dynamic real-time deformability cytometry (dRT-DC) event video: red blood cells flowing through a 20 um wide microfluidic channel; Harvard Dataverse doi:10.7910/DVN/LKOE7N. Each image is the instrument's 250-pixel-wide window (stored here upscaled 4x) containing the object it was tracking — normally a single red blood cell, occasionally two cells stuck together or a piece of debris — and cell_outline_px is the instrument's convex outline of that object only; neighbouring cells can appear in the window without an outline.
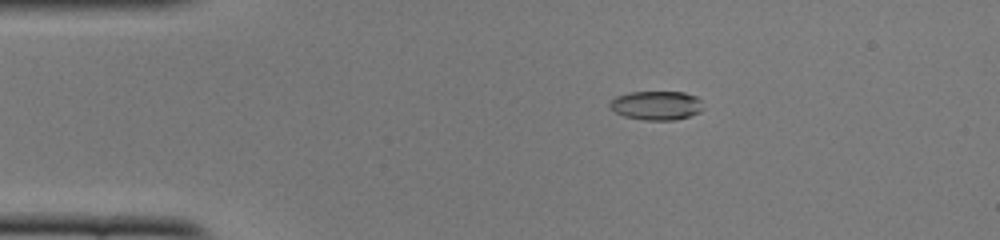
{"species": "common noctule bat (a hibernating species)", "species_latin": "Nyctalus noctula", "temperature_condition": "cold", "stored_images_in_passage": 16, "camera_frame_rate_fps": 3000, "um_per_image_px": 0.085, "animal": {"sex": "female", "body_mass_g": 22.0, "forearm_length_mm": 56.7}, "frame": {"image": 1, "passage_image": 10, "time_ms": 3.0, "image_size_px": [1000, 240], "cell_outline_px": [[704, 108], [700, 112], [676, 120], [644, 120], [624, 116], [608, 108], [608, 104], [616, 96], [628, 92], [684, 92], [696, 96], [700, 100]], "centroid_in_image_um": [55.78, 8.96], "position_along_channel_um": 29.2, "area_um2": 15.9}}